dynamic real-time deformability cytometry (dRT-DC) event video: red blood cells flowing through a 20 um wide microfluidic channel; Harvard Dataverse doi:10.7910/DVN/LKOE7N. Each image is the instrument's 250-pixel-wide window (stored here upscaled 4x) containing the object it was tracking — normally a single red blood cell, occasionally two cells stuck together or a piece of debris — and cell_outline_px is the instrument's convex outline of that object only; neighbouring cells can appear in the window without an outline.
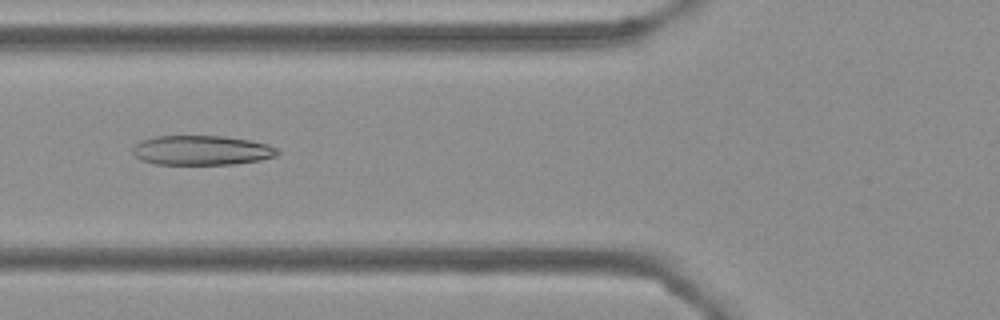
{"species": "Egyptian fruit bat (a non-hibernating species)", "species_latin": "Rousettus aegyptiacus", "temperature_condition": "cold", "stored_images_in_passage": 7, "camera_frame_rate_fps": 3000, "um_per_image_px": 0.085, "frame": {"image": 1, "passage_image": 6, "time_ms": 1.667, "image_size_px": [1000, 320], "cell_outline_px": [[280, 152], [276, 156], [260, 160], [236, 164], [156, 164], [140, 160], [132, 152], [132, 148], [140, 140], [156, 136], [220, 136], [252, 140], [268, 144], [276, 148]], "centroid_in_image_um": [17.14, 12.77], "position_along_channel_um": 108.7, "area_um2": 25.09}}
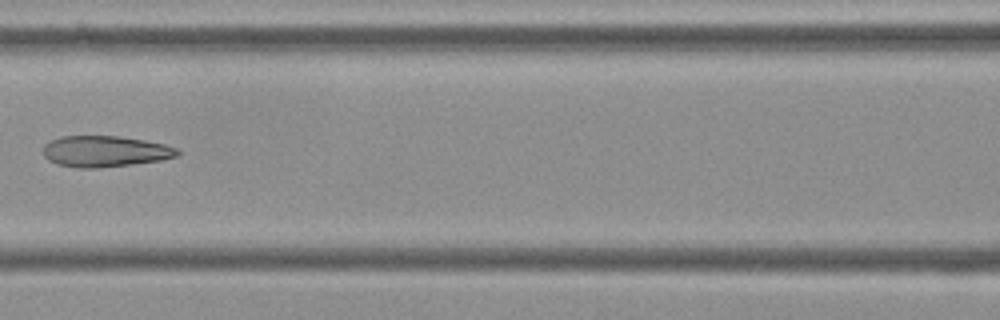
{"frame": {"image": 2, "passage_image": 7, "time_ms": 2.0, "image_size_px": [1000, 320], "cell_outline_px": [[180, 152], [176, 156], [160, 160], [100, 168], [76, 168], [56, 164], [48, 160], [44, 156], [44, 144], [60, 136], [116, 136], [144, 140], [164, 144], [176, 148]], "centroid_in_image_um": [8.88, 12.87], "position_along_channel_um": 157.7, "area_um2": 24.22}}